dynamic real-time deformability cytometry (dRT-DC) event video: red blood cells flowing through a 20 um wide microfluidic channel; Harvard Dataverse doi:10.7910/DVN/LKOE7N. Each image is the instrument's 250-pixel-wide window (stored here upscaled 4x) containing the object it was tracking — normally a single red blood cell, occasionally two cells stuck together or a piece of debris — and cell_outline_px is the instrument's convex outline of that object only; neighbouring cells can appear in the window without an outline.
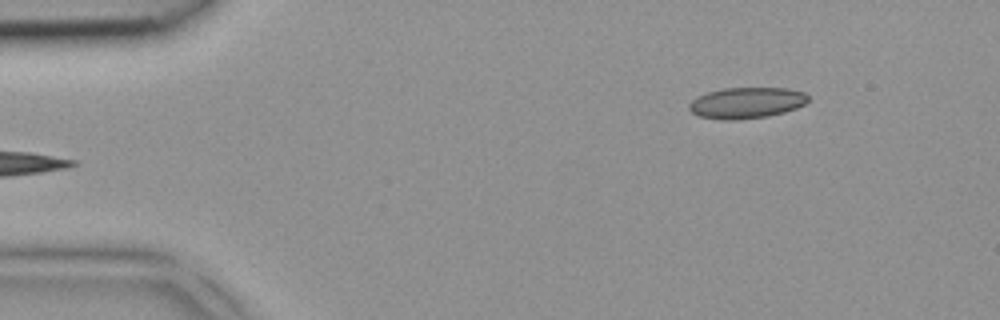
{"species": "common noctule bat (a hibernating species)", "species_latin": "Nyctalus noctula", "temperature_condition": "room temperature", "stored_images_in_passage": 4, "segment_of_instrument_passage": [2, 2], "camera_frame_rate_fps": 3000, "um_per_image_px": 0.085, "animal": {"sex": "female", "body_mass_g": 18.4}, "frame": {"image": 1, "passage_image": 4, "time_ms": 1.0, "image_size_px": [1000, 320], "cell_outline_px": [[808, 100], [804, 104], [796, 108], [784, 112], [768, 116], [736, 120], [720, 120], [700, 116], [692, 112], [688, 108], [688, 104], [696, 96], [708, 92], [724, 88], [788, 88], [804, 92], [808, 96]], "centroid_in_image_um": [63.43, 8.74], "position_along_channel_um": 21.6, "area_um2": 21.62}}